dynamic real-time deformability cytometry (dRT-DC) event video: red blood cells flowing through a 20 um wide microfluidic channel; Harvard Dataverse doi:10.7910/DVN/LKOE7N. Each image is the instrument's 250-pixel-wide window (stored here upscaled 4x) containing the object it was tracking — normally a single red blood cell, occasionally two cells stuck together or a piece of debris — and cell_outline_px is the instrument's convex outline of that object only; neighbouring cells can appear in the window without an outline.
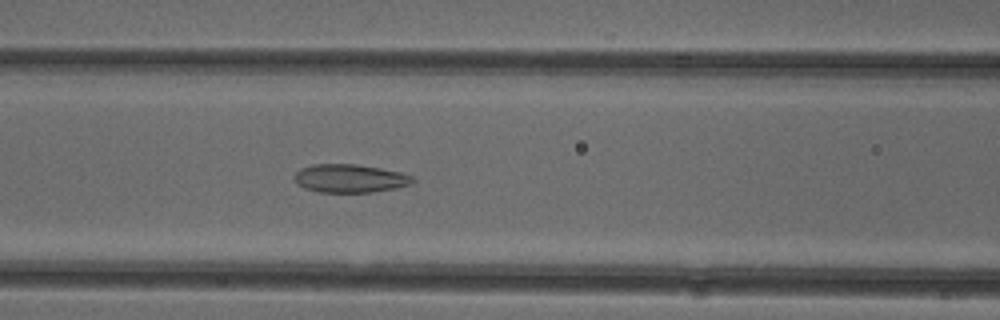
{"species": "common noctule bat (a hibernating species)", "species_latin": "Nyctalus noctula", "temperature_condition": "cold", "stored_images_in_passage": 52, "camera_frame_rate_fps": 3000, "um_per_image_px": 0.085, "animal": {"sex": "female"}, "frame": {"image": 1, "passage_image": 22, "time_ms": 7.0, "image_size_px": [1000, 320], "cell_outline_px": [[416, 180], [408, 184], [396, 188], [372, 192], [320, 192], [304, 188], [296, 184], [292, 176], [300, 168], [312, 164], [356, 164], [380, 168], [400, 172], [412, 176]], "centroid_in_image_um": [29.69, 15.16], "position_along_channel_um": 136.9, "area_um2": 19.59}}
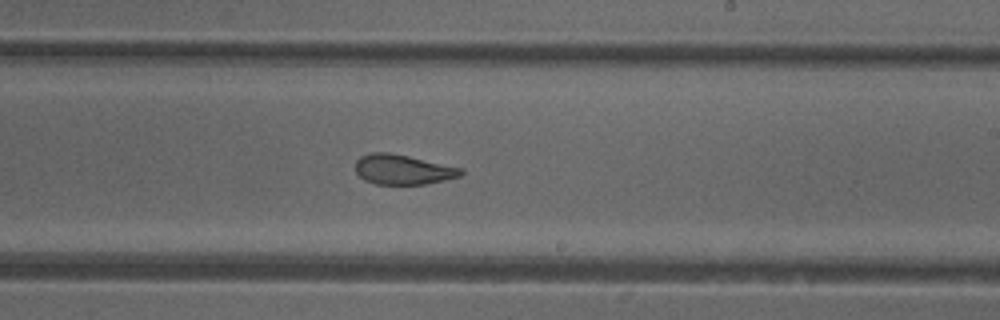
{"frame": {"image": 2, "passage_image": 31, "time_ms": 10.0, "image_size_px": [1000, 320], "cell_outline_px": [[464, 172], [460, 176], [444, 180], [424, 184], [376, 184], [364, 180], [356, 172], [356, 160], [360, 156], [372, 152], [388, 152], [408, 156], [464, 168]], "centroid_in_image_um": [34.25, 14.4], "position_along_channel_um": 254.8, "area_um2": 18.38}}
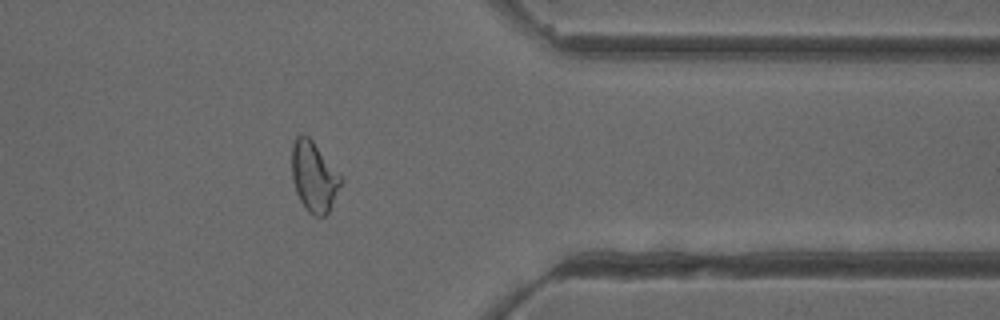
{"frame": {"image": 3, "passage_image": 42, "time_ms": 13.667, "image_size_px": [1000, 320], "cell_outline_px": [[344, 180], [328, 212], [324, 216], [316, 216], [308, 212], [300, 200], [296, 192], [292, 180], [292, 144], [296, 136], [300, 132], [304, 132], [312, 140]], "centroid_in_image_um": [26.67, 14.99], "position_along_channel_um": 384.7, "area_um2": 20.06}, "authors_computed_cell_mechanics": {"area_um2": 20.8947, "velocity_mm_per_s": 3.9258, "shape_relaxation_time_tau1_ms": 9.8748, "shape_relaxation_time_tau2_ms": 1.7483, "deformation_change_tau1": 0.184, "deformation_change_tau2": 0.0822}}